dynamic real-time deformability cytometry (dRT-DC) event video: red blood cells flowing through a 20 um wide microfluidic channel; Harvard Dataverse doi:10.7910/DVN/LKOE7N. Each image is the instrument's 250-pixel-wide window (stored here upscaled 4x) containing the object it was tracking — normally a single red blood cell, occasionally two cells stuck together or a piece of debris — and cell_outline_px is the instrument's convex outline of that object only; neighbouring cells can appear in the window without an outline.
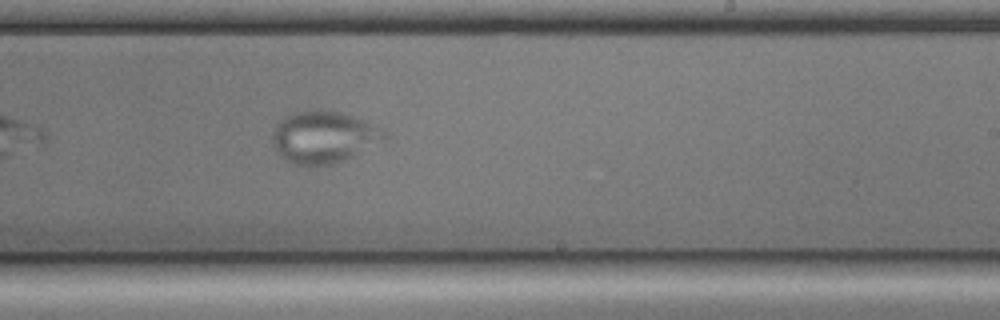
{"species": "common noctule bat (a hibernating species)", "species_latin": "Nyctalus noctula", "temperature_condition": "cold", "stored_images_in_passage": 35, "camera_frame_rate_fps": 3000, "um_per_image_px": 0.085, "animal": {"sex": "male", "body_mass_g": 17.9, "forearm_length_mm": 54.2}, "frame": {"image": 1, "passage_image": 20, "time_ms": 6.333, "image_size_px": [1000, 320], "cell_outline_px": [[388, 140], [344, 160], [332, 164], [292, 164], [284, 160], [276, 152], [272, 144], [272, 132], [276, 124], [284, 116], [296, 112], [336, 112], [352, 116], [364, 120], [384, 128], [388, 132]], "centroid_in_image_um": [27.55, 11.68], "position_along_channel_um": 261.5, "area_um2": 33.81}}